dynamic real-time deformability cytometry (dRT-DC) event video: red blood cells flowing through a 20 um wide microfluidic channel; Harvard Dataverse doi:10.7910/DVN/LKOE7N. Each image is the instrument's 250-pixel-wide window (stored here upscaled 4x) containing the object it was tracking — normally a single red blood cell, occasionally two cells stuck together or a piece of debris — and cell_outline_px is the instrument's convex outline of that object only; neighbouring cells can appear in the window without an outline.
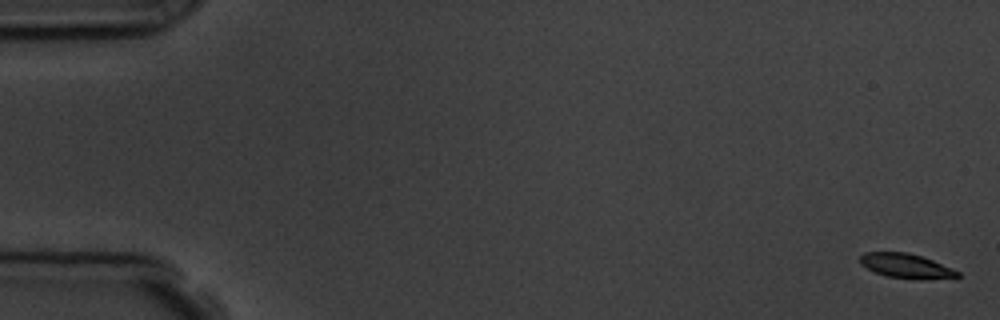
{"species": "common noctule bat (a hibernating species)", "species_latin": "Nyctalus noctula", "temperature_condition": "room temperature", "stored_images_in_passage": 8, "camera_frame_rate_fps": 3000, "um_per_image_px": 0.085, "animal": {"sex": "male", "body_mass_g": 19.5, "forearm_length_mm": 54.6}, "frame": {"image": 1, "passage_image": 1, "time_ms": 0.0, "image_size_px": [1000, 320], "cell_outline_px": [[960, 276], [920, 280], [888, 276], [876, 272], [860, 264], [860, 256], [864, 252], [908, 252], [932, 260], [952, 268], [960, 272]], "centroid_in_image_um": [77.02, 22.6], "position_along_channel_um": 8.0, "area_um2": 13.76}}
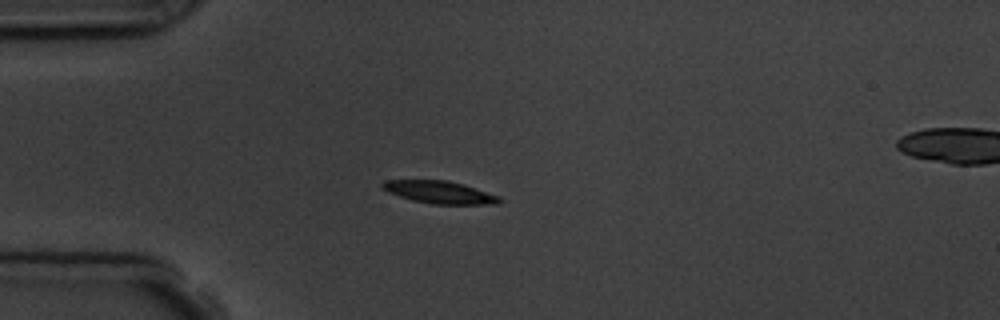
{"frame": {"image": 2, "passage_image": 5, "time_ms": 4.667, "image_size_px": [1000, 320], "cell_outline_px": [[504, 200], [500, 204], [432, 204], [412, 200], [388, 192], [380, 188], [380, 184], [384, 180], [448, 180], [464, 184], [500, 196]], "centroid_in_image_um": [37.39, 16.34], "position_along_channel_um": 47.6, "area_um2": 15.55}}